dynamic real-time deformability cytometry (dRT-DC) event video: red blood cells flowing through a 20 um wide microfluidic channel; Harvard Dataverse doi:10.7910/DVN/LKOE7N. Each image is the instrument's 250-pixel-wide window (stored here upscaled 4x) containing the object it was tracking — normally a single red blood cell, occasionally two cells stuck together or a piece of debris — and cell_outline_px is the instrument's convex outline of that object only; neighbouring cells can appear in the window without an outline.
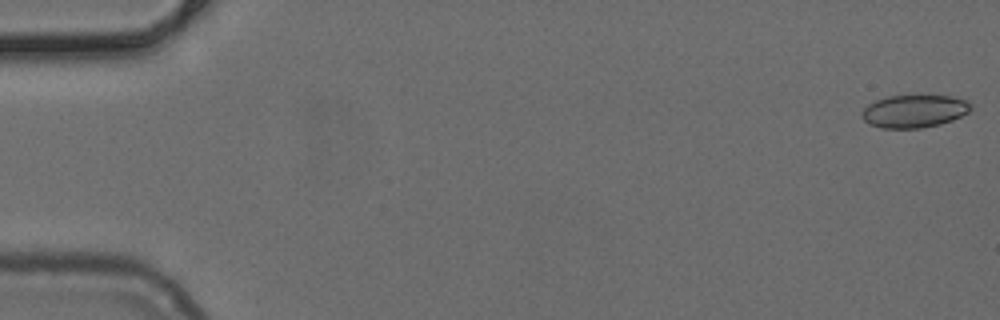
{"species": "common noctule bat (a hibernating species)", "species_latin": "Nyctalus noctula", "temperature_condition": "cold", "stored_images_in_passage": 20, "segment_of_instrument_passage": [1, 2], "camera_frame_rate_fps": 3000, "um_per_image_px": 0.085, "animal": {"sex": "female", "body_mass_g": 24.6, "forearm_length_mm": 56.2}, "frame": {"image": 1, "passage_image": 1, "time_ms": 0.0, "image_size_px": [1000, 320], "cell_outline_px": [[972, 108], [968, 112], [952, 120], [940, 124], [920, 128], [880, 128], [868, 124], [860, 116], [860, 112], [868, 104], [876, 100], [888, 96], [952, 96], [968, 100], [972, 104]], "centroid_in_image_um": [77.69, 9.45], "position_along_channel_um": 7.3, "area_um2": 20.92}}
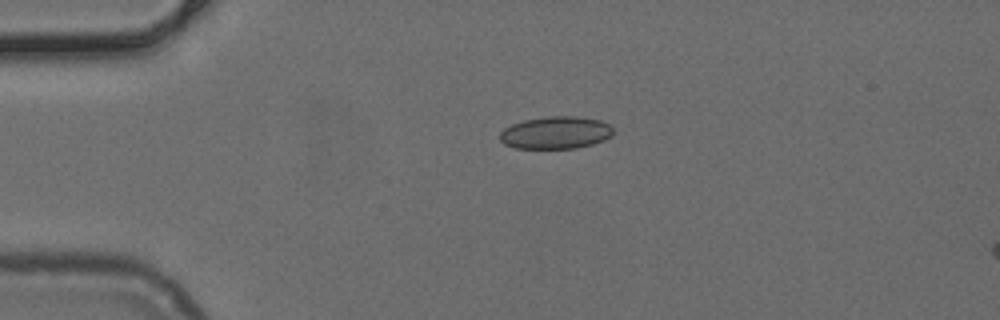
{"frame": {"image": 2, "passage_image": 12, "time_ms": 3.667, "image_size_px": [1000, 320], "cell_outline_px": [[612, 136], [604, 140], [592, 144], [576, 148], [516, 148], [504, 144], [500, 140], [500, 132], [504, 128], [512, 124], [524, 120], [548, 116], [576, 116], [600, 120], [608, 124], [612, 128]], "centroid_in_image_um": [47.23, 11.27], "position_along_channel_um": 37.8, "area_um2": 21.39}}
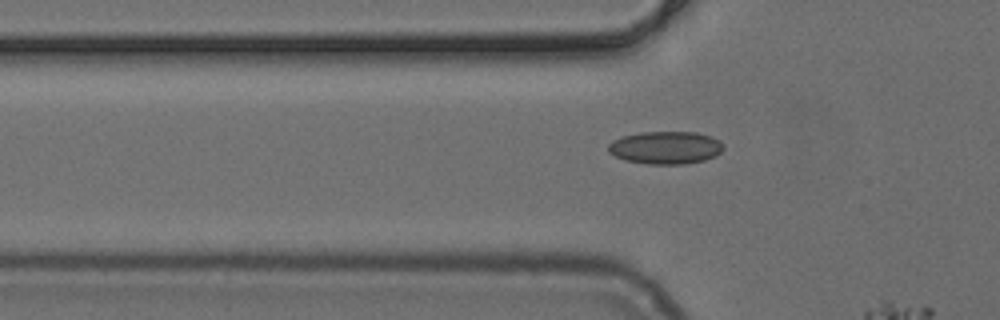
{"frame": {"image": 3, "passage_image": 17, "time_ms": 5.333, "image_size_px": [1000, 320], "cell_outline_px": [[724, 148], [716, 156], [704, 160], [684, 164], [648, 164], [624, 160], [608, 152], [608, 144], [612, 140], [620, 136], [640, 132], [696, 132], [712, 136], [720, 140], [724, 144]], "centroid_in_image_um": [56.58, 12.54], "position_along_channel_um": 69.2, "area_um2": 22.25}}